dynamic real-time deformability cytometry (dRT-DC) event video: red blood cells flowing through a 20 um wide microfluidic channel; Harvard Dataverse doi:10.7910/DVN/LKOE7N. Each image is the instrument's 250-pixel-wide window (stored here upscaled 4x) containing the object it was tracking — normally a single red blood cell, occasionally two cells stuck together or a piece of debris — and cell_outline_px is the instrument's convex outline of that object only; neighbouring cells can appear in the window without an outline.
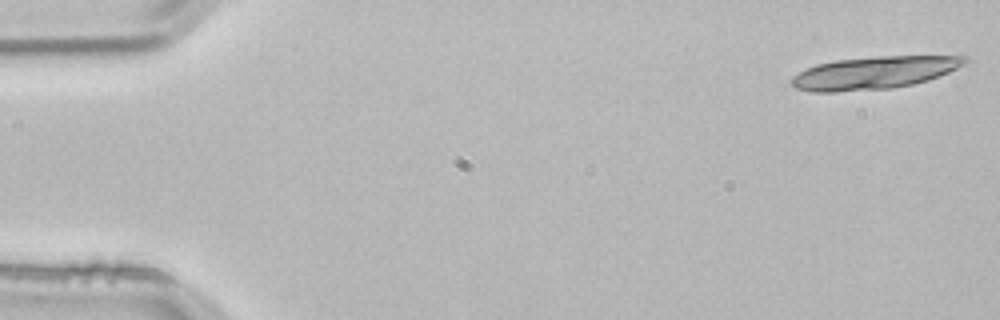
{"species": "common noctule bat (a hibernating species)", "species_latin": "Nyctalus noctula", "temperature_condition": "room temperature", "stored_images_in_passage": 4, "camera_frame_rate_fps": 3000, "um_per_image_px": 0.085, "animal": {"sex": "male", "body_mass_g": 21.5, "forearm_length_mm": 52.0}, "frame": {"image": 1, "passage_image": 1, "time_ms": 0.0, "image_size_px": [1000, 320], "cell_outline_px": [[972, 60], [948, 72], [928, 80], [912, 84], [892, 88], [836, 92], [812, 92], [796, 88], [792, 84], [792, 76], [816, 64], [836, 60], [876, 56], [968, 56]], "centroid_in_image_um": [74.32, 6.18], "position_along_channel_um": 10.7, "area_um2": 32.83}}
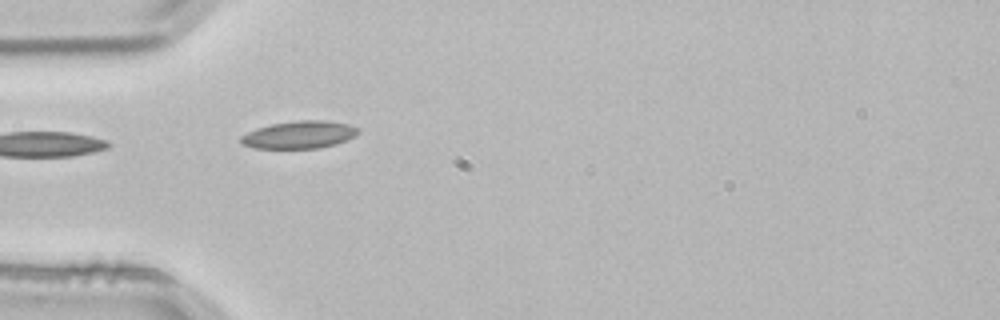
{"frame": {"image": 2, "passage_image": 3, "time_ms": 0.667, "image_size_px": [1000, 320], "cell_outline_px": [[360, 132], [356, 136], [336, 144], [320, 148], [252, 148], [240, 144], [240, 136], [256, 128], [272, 124], [296, 120], [324, 120], [348, 124], [360, 128]], "centroid_in_image_um": [25.44, 11.45], "position_along_channel_um": 59.6, "area_um2": 19.02}}